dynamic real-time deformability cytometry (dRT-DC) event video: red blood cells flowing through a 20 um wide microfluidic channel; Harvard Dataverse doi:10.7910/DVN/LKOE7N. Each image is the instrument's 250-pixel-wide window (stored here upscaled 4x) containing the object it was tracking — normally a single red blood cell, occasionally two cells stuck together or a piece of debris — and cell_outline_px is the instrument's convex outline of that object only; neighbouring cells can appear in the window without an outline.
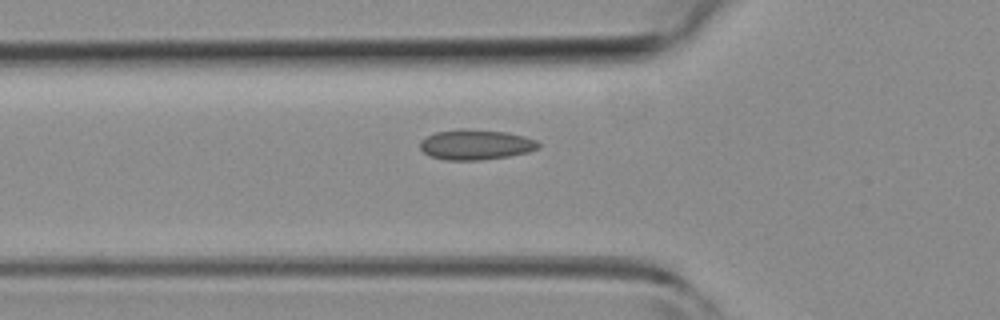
{"species": "common noctule bat (a hibernating species)", "species_latin": "Nyctalus noctula", "temperature_condition": "room temperature", "stored_images_in_passage": 2, "camera_frame_rate_fps": 3000, "um_per_image_px": 0.085, "animal": {"sex": "female", "body_mass_g": 19.3, "forearm_length_mm": 54.1}, "frame": {"image": 1, "passage_image": 2, "time_ms": 1.333, "image_size_px": [1000, 320], "cell_outline_px": [[540, 148], [528, 152], [508, 156], [480, 160], [444, 160], [432, 156], [424, 152], [420, 148], [420, 140], [436, 132], [460, 128], [504, 132], [524, 136], [536, 140], [540, 144]], "centroid_in_image_um": [40.44, 12.29], "position_along_channel_um": 85.4, "area_um2": 20.75}}